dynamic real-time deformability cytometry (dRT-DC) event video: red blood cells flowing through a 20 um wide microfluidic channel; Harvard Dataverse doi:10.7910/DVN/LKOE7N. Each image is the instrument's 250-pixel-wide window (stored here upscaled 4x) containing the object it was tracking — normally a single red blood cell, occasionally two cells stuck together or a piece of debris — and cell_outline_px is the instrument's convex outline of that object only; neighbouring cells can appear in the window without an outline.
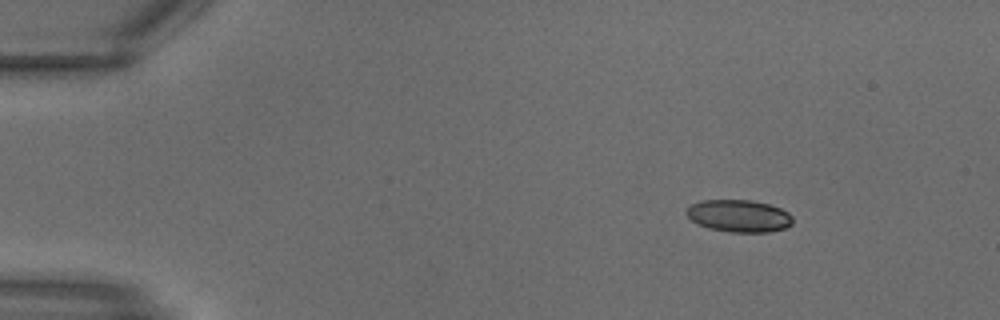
{"species": "common noctule bat (a hibernating species)", "species_latin": "Nyctalus noctula", "temperature_condition": "warm", "stored_images_in_passage": 13, "camera_frame_rate_fps": 3000, "um_per_image_px": 0.085, "animal": {"sex": "male", "body_mass_g": 18.8}, "frame": {"image": 1, "passage_image": 4, "time_ms": 1.0, "image_size_px": [1000, 320], "cell_outline_px": [[792, 224], [784, 228], [768, 232], [732, 232], [708, 228], [696, 224], [684, 212], [692, 204], [700, 200], [752, 200], [768, 204], [780, 208], [788, 212], [792, 216]], "centroid_in_image_um": [62.79, 18.35], "position_along_channel_um": 22.2, "area_um2": 20.0}}
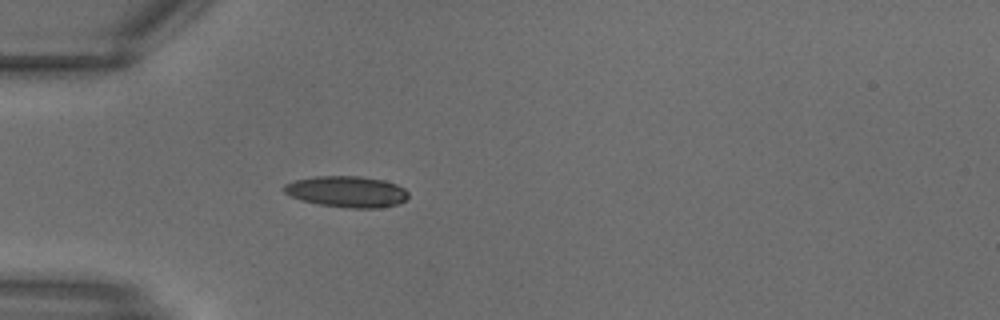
{"frame": {"image": 2, "passage_image": 9, "time_ms": 2.667, "image_size_px": [1000, 320], "cell_outline_px": [[408, 196], [404, 200], [396, 204], [380, 208], [348, 208], [320, 204], [300, 200], [284, 192], [284, 184], [296, 180], [316, 176], [360, 176], [384, 180], [396, 184], [404, 188], [408, 192]], "centroid_in_image_um": [29.49, 16.29], "position_along_channel_um": 55.5, "area_um2": 22.48}}
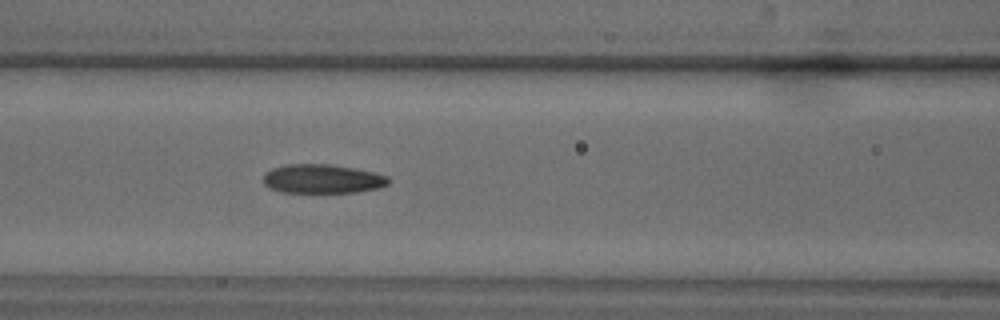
{"frame": {"image": 3, "passage_image": 13, "time_ms": 4.0, "image_size_px": [1000, 320], "cell_outline_px": [[388, 184], [380, 188], [356, 192], [280, 192], [264, 184], [264, 172], [272, 168], [288, 164], [332, 164], [356, 168], [388, 176]], "centroid_in_image_um": [27.4, 15.19], "position_along_channel_um": 139.2, "area_um2": 21.15}}